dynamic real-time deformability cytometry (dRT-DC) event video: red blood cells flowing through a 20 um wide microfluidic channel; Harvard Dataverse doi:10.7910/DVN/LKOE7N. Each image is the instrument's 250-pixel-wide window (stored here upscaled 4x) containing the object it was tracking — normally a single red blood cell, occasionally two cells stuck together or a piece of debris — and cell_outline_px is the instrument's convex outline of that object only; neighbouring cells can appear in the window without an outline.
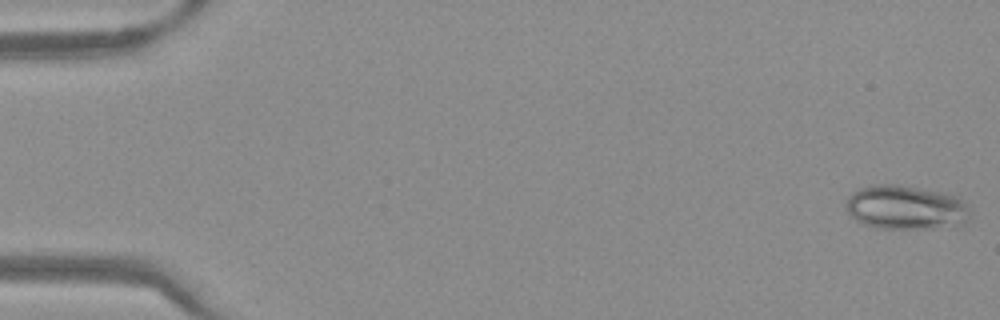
{"species": "Egyptian fruit bat (a non-hibernating species)", "species_latin": "Rousettus aegyptiacus", "temperature_condition": "warm", "stored_images_in_passage": 50, "camera_frame_rate_fps": 3000, "um_per_image_px": 0.085, "frame": {"image": 1, "passage_image": 1, "time_ms": 0.0, "image_size_px": [1000, 320], "cell_outline_px": [[972, 216], [964, 224], [924, 228], [876, 228], [864, 224], [856, 220], [848, 212], [844, 204], [848, 196], [852, 192], [860, 188], [872, 184], [896, 184], [940, 192], [960, 196], [964, 200]], "centroid_in_image_um": [76.99, 17.62], "position_along_channel_um": 8.0, "area_um2": 32.08}}
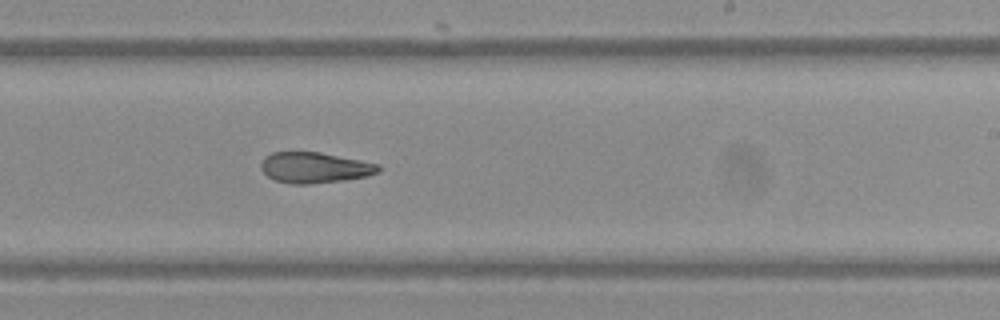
{"frame": {"image": 2, "passage_image": 31, "time_ms": 10.0, "image_size_px": [1000, 320], "cell_outline_px": [[380, 172], [368, 176], [344, 180], [308, 184], [292, 184], [276, 180], [268, 176], [260, 168], [260, 164], [264, 156], [272, 152], [320, 152], [380, 164]], "centroid_in_image_um": [26.75, 14.24], "position_along_channel_um": 262.3, "area_um2": 21.1}}
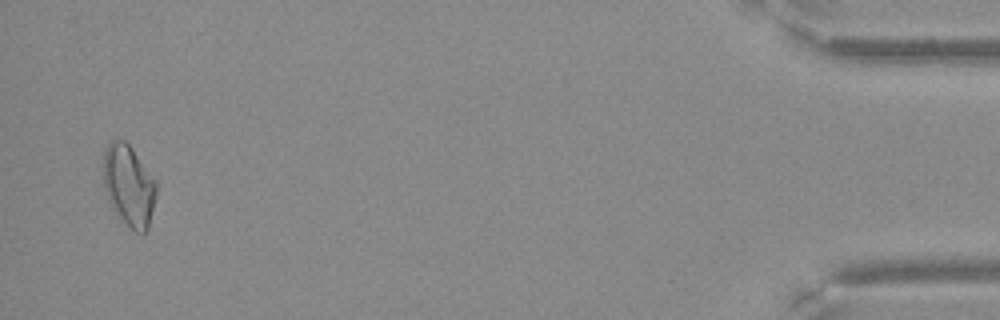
{"frame": {"image": 3, "passage_image": 49, "time_ms": 16.0, "image_size_px": [1000, 320], "cell_outline_px": [[156, 196], [148, 228], [144, 232], [136, 232], [116, 216], [108, 200], [104, 188], [104, 148], [112, 140], [124, 140], [132, 148], [156, 180]], "centroid_in_image_um": [10.95, 15.77], "position_along_channel_um": 424.3, "area_um2": 25.09}}